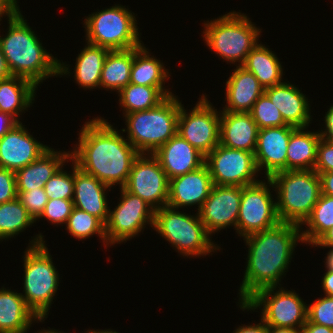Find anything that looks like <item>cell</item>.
Returning <instances> with one entry per match:
<instances>
[{
	"mask_svg": "<svg viewBox=\"0 0 333 333\" xmlns=\"http://www.w3.org/2000/svg\"><path fill=\"white\" fill-rule=\"evenodd\" d=\"M76 148L70 152V160L84 172L93 175L106 185L124 187L128 181L134 160L140 154L101 117H94L83 124Z\"/></svg>",
	"mask_w": 333,
	"mask_h": 333,
	"instance_id": "1",
	"label": "cell"
},
{
	"mask_svg": "<svg viewBox=\"0 0 333 333\" xmlns=\"http://www.w3.org/2000/svg\"><path fill=\"white\" fill-rule=\"evenodd\" d=\"M247 265L239 288V303L259 290L277 287L285 277L298 242L304 243L301 227L280 222L277 226L244 237Z\"/></svg>",
	"mask_w": 333,
	"mask_h": 333,
	"instance_id": "2",
	"label": "cell"
},
{
	"mask_svg": "<svg viewBox=\"0 0 333 333\" xmlns=\"http://www.w3.org/2000/svg\"><path fill=\"white\" fill-rule=\"evenodd\" d=\"M7 18L8 31L6 36H0V48L11 75L26 78L39 86L49 77L71 74L70 65L61 63L42 46L20 9Z\"/></svg>",
	"mask_w": 333,
	"mask_h": 333,
	"instance_id": "3",
	"label": "cell"
},
{
	"mask_svg": "<svg viewBox=\"0 0 333 333\" xmlns=\"http://www.w3.org/2000/svg\"><path fill=\"white\" fill-rule=\"evenodd\" d=\"M176 95L167 96L149 110L125 114L126 139L140 154H153L177 134L181 101Z\"/></svg>",
	"mask_w": 333,
	"mask_h": 333,
	"instance_id": "4",
	"label": "cell"
},
{
	"mask_svg": "<svg viewBox=\"0 0 333 333\" xmlns=\"http://www.w3.org/2000/svg\"><path fill=\"white\" fill-rule=\"evenodd\" d=\"M24 252V287L21 293L26 305L38 318H48L50 306L59 286V273L54 266L44 236L40 233Z\"/></svg>",
	"mask_w": 333,
	"mask_h": 333,
	"instance_id": "5",
	"label": "cell"
},
{
	"mask_svg": "<svg viewBox=\"0 0 333 333\" xmlns=\"http://www.w3.org/2000/svg\"><path fill=\"white\" fill-rule=\"evenodd\" d=\"M277 195L280 222L301 227L321 196L319 174L315 170L281 171L269 178Z\"/></svg>",
	"mask_w": 333,
	"mask_h": 333,
	"instance_id": "6",
	"label": "cell"
},
{
	"mask_svg": "<svg viewBox=\"0 0 333 333\" xmlns=\"http://www.w3.org/2000/svg\"><path fill=\"white\" fill-rule=\"evenodd\" d=\"M203 38L206 45L226 62L242 66L250 51L259 43L261 29L241 12L230 11L204 22Z\"/></svg>",
	"mask_w": 333,
	"mask_h": 333,
	"instance_id": "7",
	"label": "cell"
},
{
	"mask_svg": "<svg viewBox=\"0 0 333 333\" xmlns=\"http://www.w3.org/2000/svg\"><path fill=\"white\" fill-rule=\"evenodd\" d=\"M153 229L183 256L201 257L221 249L196 215L186 214L168 205L154 211Z\"/></svg>",
	"mask_w": 333,
	"mask_h": 333,
	"instance_id": "8",
	"label": "cell"
},
{
	"mask_svg": "<svg viewBox=\"0 0 333 333\" xmlns=\"http://www.w3.org/2000/svg\"><path fill=\"white\" fill-rule=\"evenodd\" d=\"M125 6L115 5L88 15L84 20L86 42L113 50L141 46L136 17ZM142 42V43H141Z\"/></svg>",
	"mask_w": 333,
	"mask_h": 333,
	"instance_id": "9",
	"label": "cell"
},
{
	"mask_svg": "<svg viewBox=\"0 0 333 333\" xmlns=\"http://www.w3.org/2000/svg\"><path fill=\"white\" fill-rule=\"evenodd\" d=\"M278 288L269 287L259 290L245 303L240 302L238 305L240 304L239 307L243 311H254L258 307L261 308V319L269 327L301 329L307 321L308 304L302 300L295 290H285L279 286Z\"/></svg>",
	"mask_w": 333,
	"mask_h": 333,
	"instance_id": "10",
	"label": "cell"
},
{
	"mask_svg": "<svg viewBox=\"0 0 333 333\" xmlns=\"http://www.w3.org/2000/svg\"><path fill=\"white\" fill-rule=\"evenodd\" d=\"M271 187L274 190L269 178H267V182L260 180L241 187V204L236 227V232L240 237L244 238L271 229L280 223Z\"/></svg>",
	"mask_w": 333,
	"mask_h": 333,
	"instance_id": "11",
	"label": "cell"
},
{
	"mask_svg": "<svg viewBox=\"0 0 333 333\" xmlns=\"http://www.w3.org/2000/svg\"><path fill=\"white\" fill-rule=\"evenodd\" d=\"M120 202L114 210L109 211V218L105 224L107 244L110 246L127 242L150 224L153 227L154 209L139 196L120 188Z\"/></svg>",
	"mask_w": 333,
	"mask_h": 333,
	"instance_id": "12",
	"label": "cell"
},
{
	"mask_svg": "<svg viewBox=\"0 0 333 333\" xmlns=\"http://www.w3.org/2000/svg\"><path fill=\"white\" fill-rule=\"evenodd\" d=\"M190 112L180 105L177 133L205 156L220 143V112L206 97Z\"/></svg>",
	"mask_w": 333,
	"mask_h": 333,
	"instance_id": "13",
	"label": "cell"
},
{
	"mask_svg": "<svg viewBox=\"0 0 333 333\" xmlns=\"http://www.w3.org/2000/svg\"><path fill=\"white\" fill-rule=\"evenodd\" d=\"M205 164L213 185L243 187L260 181L255 178L259 171L253 152L228 148L219 143L205 156Z\"/></svg>",
	"mask_w": 333,
	"mask_h": 333,
	"instance_id": "14",
	"label": "cell"
},
{
	"mask_svg": "<svg viewBox=\"0 0 333 333\" xmlns=\"http://www.w3.org/2000/svg\"><path fill=\"white\" fill-rule=\"evenodd\" d=\"M124 188L143 199L154 210L168 204L169 179L153 154H139Z\"/></svg>",
	"mask_w": 333,
	"mask_h": 333,
	"instance_id": "15",
	"label": "cell"
},
{
	"mask_svg": "<svg viewBox=\"0 0 333 333\" xmlns=\"http://www.w3.org/2000/svg\"><path fill=\"white\" fill-rule=\"evenodd\" d=\"M241 204V186L213 185L208 198L198 211L210 235L234 226L236 230Z\"/></svg>",
	"mask_w": 333,
	"mask_h": 333,
	"instance_id": "16",
	"label": "cell"
},
{
	"mask_svg": "<svg viewBox=\"0 0 333 333\" xmlns=\"http://www.w3.org/2000/svg\"><path fill=\"white\" fill-rule=\"evenodd\" d=\"M20 122L0 138V168L12 171L24 168L50 147L38 142Z\"/></svg>",
	"mask_w": 333,
	"mask_h": 333,
	"instance_id": "17",
	"label": "cell"
},
{
	"mask_svg": "<svg viewBox=\"0 0 333 333\" xmlns=\"http://www.w3.org/2000/svg\"><path fill=\"white\" fill-rule=\"evenodd\" d=\"M294 129L290 125L259 129L254 155L258 171L265 170V179L286 171L287 147Z\"/></svg>",
	"mask_w": 333,
	"mask_h": 333,
	"instance_id": "18",
	"label": "cell"
},
{
	"mask_svg": "<svg viewBox=\"0 0 333 333\" xmlns=\"http://www.w3.org/2000/svg\"><path fill=\"white\" fill-rule=\"evenodd\" d=\"M213 186L206 164L169 180L168 206L173 208L198 205L197 212L208 198Z\"/></svg>",
	"mask_w": 333,
	"mask_h": 333,
	"instance_id": "19",
	"label": "cell"
},
{
	"mask_svg": "<svg viewBox=\"0 0 333 333\" xmlns=\"http://www.w3.org/2000/svg\"><path fill=\"white\" fill-rule=\"evenodd\" d=\"M153 155L160 162L169 180L194 171L205 164V155L178 133Z\"/></svg>",
	"mask_w": 333,
	"mask_h": 333,
	"instance_id": "20",
	"label": "cell"
},
{
	"mask_svg": "<svg viewBox=\"0 0 333 333\" xmlns=\"http://www.w3.org/2000/svg\"><path fill=\"white\" fill-rule=\"evenodd\" d=\"M110 189V186L84 172L74 163V207L96 216L106 224L110 211L106 190Z\"/></svg>",
	"mask_w": 333,
	"mask_h": 333,
	"instance_id": "21",
	"label": "cell"
},
{
	"mask_svg": "<svg viewBox=\"0 0 333 333\" xmlns=\"http://www.w3.org/2000/svg\"><path fill=\"white\" fill-rule=\"evenodd\" d=\"M280 111L284 122L295 128H308L312 121L310 103L301 90L283 82L265 89L264 92Z\"/></svg>",
	"mask_w": 333,
	"mask_h": 333,
	"instance_id": "22",
	"label": "cell"
},
{
	"mask_svg": "<svg viewBox=\"0 0 333 333\" xmlns=\"http://www.w3.org/2000/svg\"><path fill=\"white\" fill-rule=\"evenodd\" d=\"M259 128L247 112H220V144L255 152Z\"/></svg>",
	"mask_w": 333,
	"mask_h": 333,
	"instance_id": "23",
	"label": "cell"
},
{
	"mask_svg": "<svg viewBox=\"0 0 333 333\" xmlns=\"http://www.w3.org/2000/svg\"><path fill=\"white\" fill-rule=\"evenodd\" d=\"M226 104L222 111L249 113L257 99L265 92L253 73L237 66L226 80Z\"/></svg>",
	"mask_w": 333,
	"mask_h": 333,
	"instance_id": "24",
	"label": "cell"
},
{
	"mask_svg": "<svg viewBox=\"0 0 333 333\" xmlns=\"http://www.w3.org/2000/svg\"><path fill=\"white\" fill-rule=\"evenodd\" d=\"M70 152L55 151L54 148L50 147L34 162L18 169L15 172L17 191L44 188L45 183L63 167L65 162L70 161Z\"/></svg>",
	"mask_w": 333,
	"mask_h": 333,
	"instance_id": "25",
	"label": "cell"
},
{
	"mask_svg": "<svg viewBox=\"0 0 333 333\" xmlns=\"http://www.w3.org/2000/svg\"><path fill=\"white\" fill-rule=\"evenodd\" d=\"M44 320L26 305L21 293L0 288V333H27L33 322Z\"/></svg>",
	"mask_w": 333,
	"mask_h": 333,
	"instance_id": "26",
	"label": "cell"
},
{
	"mask_svg": "<svg viewBox=\"0 0 333 333\" xmlns=\"http://www.w3.org/2000/svg\"><path fill=\"white\" fill-rule=\"evenodd\" d=\"M37 89L32 81L20 76L0 80V111L21 122L19 117L34 103Z\"/></svg>",
	"mask_w": 333,
	"mask_h": 333,
	"instance_id": "27",
	"label": "cell"
},
{
	"mask_svg": "<svg viewBox=\"0 0 333 333\" xmlns=\"http://www.w3.org/2000/svg\"><path fill=\"white\" fill-rule=\"evenodd\" d=\"M295 128L290 135L287 147V170H314L317 160V146L321 139L319 131H304Z\"/></svg>",
	"mask_w": 333,
	"mask_h": 333,
	"instance_id": "28",
	"label": "cell"
},
{
	"mask_svg": "<svg viewBox=\"0 0 333 333\" xmlns=\"http://www.w3.org/2000/svg\"><path fill=\"white\" fill-rule=\"evenodd\" d=\"M242 67L253 73L265 89L284 81L282 79L283 68L279 58L272 50L261 43L250 51Z\"/></svg>",
	"mask_w": 333,
	"mask_h": 333,
	"instance_id": "29",
	"label": "cell"
},
{
	"mask_svg": "<svg viewBox=\"0 0 333 333\" xmlns=\"http://www.w3.org/2000/svg\"><path fill=\"white\" fill-rule=\"evenodd\" d=\"M164 65L159 59L153 55L151 56L149 49L144 46V43L135 47L130 83L165 87V81L170 78V73L168 69H165Z\"/></svg>",
	"mask_w": 333,
	"mask_h": 333,
	"instance_id": "30",
	"label": "cell"
},
{
	"mask_svg": "<svg viewBox=\"0 0 333 333\" xmlns=\"http://www.w3.org/2000/svg\"><path fill=\"white\" fill-rule=\"evenodd\" d=\"M78 54L74 68V79L84 89H100V78L105 58L110 51L101 46L86 42Z\"/></svg>",
	"mask_w": 333,
	"mask_h": 333,
	"instance_id": "31",
	"label": "cell"
},
{
	"mask_svg": "<svg viewBox=\"0 0 333 333\" xmlns=\"http://www.w3.org/2000/svg\"><path fill=\"white\" fill-rule=\"evenodd\" d=\"M134 48L109 51L101 72L100 87L119 92L130 83Z\"/></svg>",
	"mask_w": 333,
	"mask_h": 333,
	"instance_id": "32",
	"label": "cell"
},
{
	"mask_svg": "<svg viewBox=\"0 0 333 333\" xmlns=\"http://www.w3.org/2000/svg\"><path fill=\"white\" fill-rule=\"evenodd\" d=\"M164 87L144 86L129 83L119 92V104L123 108V114L135 111L149 110L156 107L167 96L174 93Z\"/></svg>",
	"mask_w": 333,
	"mask_h": 333,
	"instance_id": "33",
	"label": "cell"
},
{
	"mask_svg": "<svg viewBox=\"0 0 333 333\" xmlns=\"http://www.w3.org/2000/svg\"><path fill=\"white\" fill-rule=\"evenodd\" d=\"M302 225L307 226L306 230L301 231L303 242L313 245L333 226V197L321 194L311 214Z\"/></svg>",
	"mask_w": 333,
	"mask_h": 333,
	"instance_id": "34",
	"label": "cell"
},
{
	"mask_svg": "<svg viewBox=\"0 0 333 333\" xmlns=\"http://www.w3.org/2000/svg\"><path fill=\"white\" fill-rule=\"evenodd\" d=\"M35 222L18 198L0 204V241L18 236Z\"/></svg>",
	"mask_w": 333,
	"mask_h": 333,
	"instance_id": "35",
	"label": "cell"
},
{
	"mask_svg": "<svg viewBox=\"0 0 333 333\" xmlns=\"http://www.w3.org/2000/svg\"><path fill=\"white\" fill-rule=\"evenodd\" d=\"M65 225L68 233L78 240L87 239L96 234L103 241L105 248L109 246L105 234V224L84 210L74 207Z\"/></svg>",
	"mask_w": 333,
	"mask_h": 333,
	"instance_id": "36",
	"label": "cell"
},
{
	"mask_svg": "<svg viewBox=\"0 0 333 333\" xmlns=\"http://www.w3.org/2000/svg\"><path fill=\"white\" fill-rule=\"evenodd\" d=\"M259 129L287 125L277 107L263 93L249 112Z\"/></svg>",
	"mask_w": 333,
	"mask_h": 333,
	"instance_id": "37",
	"label": "cell"
},
{
	"mask_svg": "<svg viewBox=\"0 0 333 333\" xmlns=\"http://www.w3.org/2000/svg\"><path fill=\"white\" fill-rule=\"evenodd\" d=\"M72 172L67 173L61 167L44 185V190L49 199H73L74 197V162ZM63 169V170H62Z\"/></svg>",
	"mask_w": 333,
	"mask_h": 333,
	"instance_id": "38",
	"label": "cell"
},
{
	"mask_svg": "<svg viewBox=\"0 0 333 333\" xmlns=\"http://www.w3.org/2000/svg\"><path fill=\"white\" fill-rule=\"evenodd\" d=\"M307 321L333 329V296H323L307 305Z\"/></svg>",
	"mask_w": 333,
	"mask_h": 333,
	"instance_id": "39",
	"label": "cell"
},
{
	"mask_svg": "<svg viewBox=\"0 0 333 333\" xmlns=\"http://www.w3.org/2000/svg\"><path fill=\"white\" fill-rule=\"evenodd\" d=\"M73 208V199H49L37 220L45 218L55 225H65Z\"/></svg>",
	"mask_w": 333,
	"mask_h": 333,
	"instance_id": "40",
	"label": "cell"
},
{
	"mask_svg": "<svg viewBox=\"0 0 333 333\" xmlns=\"http://www.w3.org/2000/svg\"><path fill=\"white\" fill-rule=\"evenodd\" d=\"M17 198L35 221L40 217L49 201L44 188L29 191H17Z\"/></svg>",
	"mask_w": 333,
	"mask_h": 333,
	"instance_id": "41",
	"label": "cell"
},
{
	"mask_svg": "<svg viewBox=\"0 0 333 333\" xmlns=\"http://www.w3.org/2000/svg\"><path fill=\"white\" fill-rule=\"evenodd\" d=\"M15 171L0 168V204L17 198Z\"/></svg>",
	"mask_w": 333,
	"mask_h": 333,
	"instance_id": "42",
	"label": "cell"
},
{
	"mask_svg": "<svg viewBox=\"0 0 333 333\" xmlns=\"http://www.w3.org/2000/svg\"><path fill=\"white\" fill-rule=\"evenodd\" d=\"M317 173L333 171V144L320 139L317 146V160L314 167Z\"/></svg>",
	"mask_w": 333,
	"mask_h": 333,
	"instance_id": "43",
	"label": "cell"
},
{
	"mask_svg": "<svg viewBox=\"0 0 333 333\" xmlns=\"http://www.w3.org/2000/svg\"><path fill=\"white\" fill-rule=\"evenodd\" d=\"M325 117H324V123L326 127L325 131L321 129L319 130V134L322 139H324L326 142L333 144V105L328 109L327 112H325Z\"/></svg>",
	"mask_w": 333,
	"mask_h": 333,
	"instance_id": "44",
	"label": "cell"
},
{
	"mask_svg": "<svg viewBox=\"0 0 333 333\" xmlns=\"http://www.w3.org/2000/svg\"><path fill=\"white\" fill-rule=\"evenodd\" d=\"M19 123L20 122L14 116L0 111V138Z\"/></svg>",
	"mask_w": 333,
	"mask_h": 333,
	"instance_id": "45",
	"label": "cell"
},
{
	"mask_svg": "<svg viewBox=\"0 0 333 333\" xmlns=\"http://www.w3.org/2000/svg\"><path fill=\"white\" fill-rule=\"evenodd\" d=\"M233 333H269V326L260 319L258 324L239 326Z\"/></svg>",
	"mask_w": 333,
	"mask_h": 333,
	"instance_id": "46",
	"label": "cell"
},
{
	"mask_svg": "<svg viewBox=\"0 0 333 333\" xmlns=\"http://www.w3.org/2000/svg\"><path fill=\"white\" fill-rule=\"evenodd\" d=\"M318 174L321 183V193L333 197V171Z\"/></svg>",
	"mask_w": 333,
	"mask_h": 333,
	"instance_id": "47",
	"label": "cell"
},
{
	"mask_svg": "<svg viewBox=\"0 0 333 333\" xmlns=\"http://www.w3.org/2000/svg\"><path fill=\"white\" fill-rule=\"evenodd\" d=\"M18 0H0V21L4 16H12L19 10Z\"/></svg>",
	"mask_w": 333,
	"mask_h": 333,
	"instance_id": "48",
	"label": "cell"
},
{
	"mask_svg": "<svg viewBox=\"0 0 333 333\" xmlns=\"http://www.w3.org/2000/svg\"><path fill=\"white\" fill-rule=\"evenodd\" d=\"M312 246L333 249V226L327 230Z\"/></svg>",
	"mask_w": 333,
	"mask_h": 333,
	"instance_id": "49",
	"label": "cell"
},
{
	"mask_svg": "<svg viewBox=\"0 0 333 333\" xmlns=\"http://www.w3.org/2000/svg\"><path fill=\"white\" fill-rule=\"evenodd\" d=\"M322 277V288L324 295L333 296V271L326 269Z\"/></svg>",
	"mask_w": 333,
	"mask_h": 333,
	"instance_id": "50",
	"label": "cell"
},
{
	"mask_svg": "<svg viewBox=\"0 0 333 333\" xmlns=\"http://www.w3.org/2000/svg\"><path fill=\"white\" fill-rule=\"evenodd\" d=\"M301 333H333V329L306 321L301 328Z\"/></svg>",
	"mask_w": 333,
	"mask_h": 333,
	"instance_id": "51",
	"label": "cell"
},
{
	"mask_svg": "<svg viewBox=\"0 0 333 333\" xmlns=\"http://www.w3.org/2000/svg\"><path fill=\"white\" fill-rule=\"evenodd\" d=\"M11 76V73L8 69L6 59L0 48V80L8 78Z\"/></svg>",
	"mask_w": 333,
	"mask_h": 333,
	"instance_id": "52",
	"label": "cell"
},
{
	"mask_svg": "<svg viewBox=\"0 0 333 333\" xmlns=\"http://www.w3.org/2000/svg\"><path fill=\"white\" fill-rule=\"evenodd\" d=\"M269 333H301V329L287 327H269Z\"/></svg>",
	"mask_w": 333,
	"mask_h": 333,
	"instance_id": "53",
	"label": "cell"
},
{
	"mask_svg": "<svg viewBox=\"0 0 333 333\" xmlns=\"http://www.w3.org/2000/svg\"><path fill=\"white\" fill-rule=\"evenodd\" d=\"M325 268L333 271V249H330L325 257Z\"/></svg>",
	"mask_w": 333,
	"mask_h": 333,
	"instance_id": "54",
	"label": "cell"
},
{
	"mask_svg": "<svg viewBox=\"0 0 333 333\" xmlns=\"http://www.w3.org/2000/svg\"><path fill=\"white\" fill-rule=\"evenodd\" d=\"M119 333V332H116V331H113V330H111V329H105V330H95L94 329V331L93 330H87V331H85V333Z\"/></svg>",
	"mask_w": 333,
	"mask_h": 333,
	"instance_id": "55",
	"label": "cell"
},
{
	"mask_svg": "<svg viewBox=\"0 0 333 333\" xmlns=\"http://www.w3.org/2000/svg\"><path fill=\"white\" fill-rule=\"evenodd\" d=\"M38 333H65V332H62V331H58V330H56V329H50V327H49V329H41Z\"/></svg>",
	"mask_w": 333,
	"mask_h": 333,
	"instance_id": "56",
	"label": "cell"
}]
</instances>
